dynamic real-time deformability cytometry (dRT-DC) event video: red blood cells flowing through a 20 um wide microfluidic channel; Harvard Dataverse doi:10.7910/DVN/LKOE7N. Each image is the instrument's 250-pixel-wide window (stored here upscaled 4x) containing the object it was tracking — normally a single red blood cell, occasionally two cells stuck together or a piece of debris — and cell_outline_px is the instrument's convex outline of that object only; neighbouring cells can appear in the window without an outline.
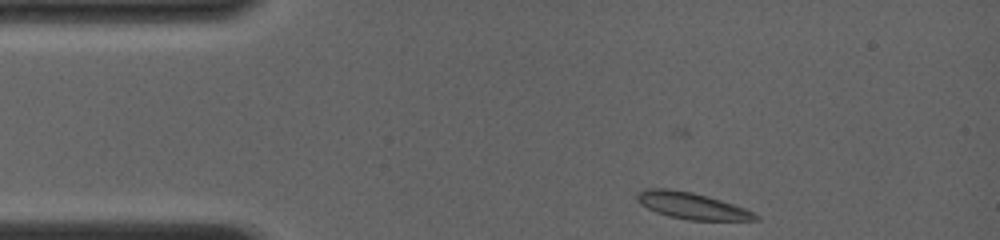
{"species": "common noctule bat (a hibernating species)", "species_latin": "Nyctalus noctula", "temperature_condition": "room temperature", "stored_images_in_passage": 4, "camera_frame_rate_fps": 4000, "um_per_image_px": 0.085, "animal": {"sex": "female", "body_mass_g": 19.0, "forearm_length_mm": 56.7}, "frame": {"image": 1, "passage_image": 1, "time_ms": 0.0, "image_size_px": [1000, 240], "cell_outline_px": [[760, 220], [688, 220], [668, 216], [656, 212], [640, 204], [636, 200], [636, 192], [648, 188], [668, 188], [692, 192], [708, 196], [744, 208], [760, 216]], "centroid_in_image_um": [58.76, 17.48], "position_along_channel_um": 26.2, "area_um2": 18.32}}
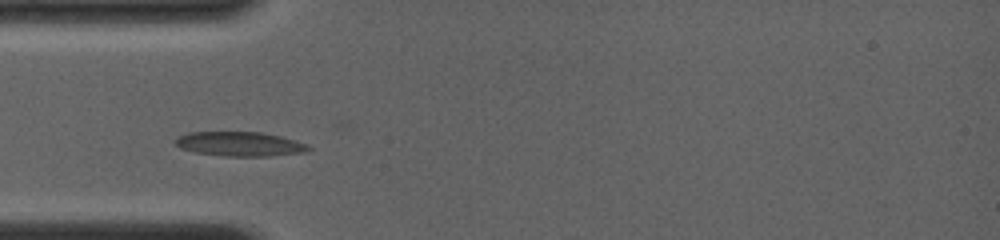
{"frame": {"image": 2, "passage_image": 3, "time_ms": 2.25, "image_size_px": [1000, 240], "cell_outline_px": [[312, 148], [308, 152], [268, 156], [224, 156], [196, 152], [180, 148], [172, 140], [176, 136], [188, 132], [260, 132], [280, 136], [304, 144]], "centroid_in_image_um": [20.32, 12.24], "position_along_channel_um": 64.7, "area_um2": 18.9}}
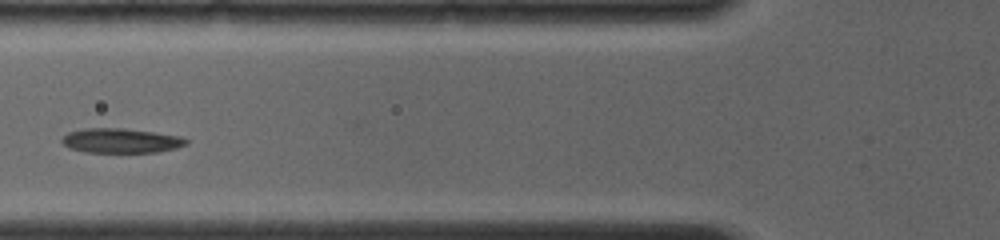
{"frame": {"image": 3, "passage_image": 4, "time_ms": 3.5, "image_size_px": [1000, 240], "cell_outline_px": [[188, 144], [176, 148], [156, 152], [84, 152], [68, 148], [60, 140], [68, 132], [84, 128], [124, 128], [180, 136], [188, 140]], "centroid_in_image_um": [10.26, 11.95], "position_along_channel_um": 115.5, "area_um2": 17.8}}